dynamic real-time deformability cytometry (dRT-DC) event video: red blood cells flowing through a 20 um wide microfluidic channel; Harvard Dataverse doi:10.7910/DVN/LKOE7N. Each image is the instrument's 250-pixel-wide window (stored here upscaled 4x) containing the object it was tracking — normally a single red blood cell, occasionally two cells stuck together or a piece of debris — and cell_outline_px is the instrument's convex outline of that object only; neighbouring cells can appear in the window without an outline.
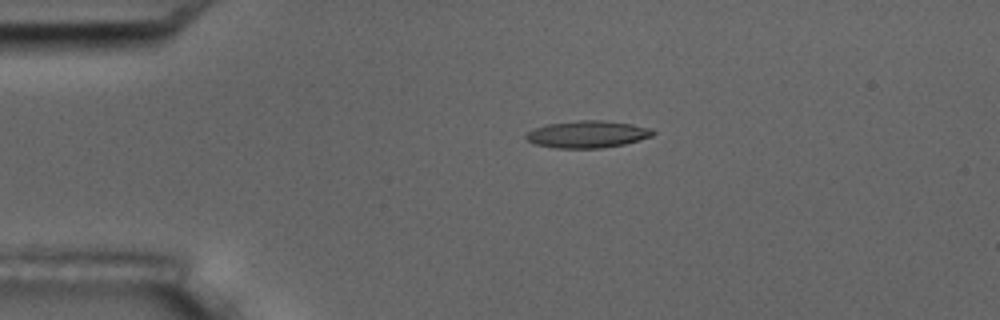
{"species": "common noctule bat (a hibernating species)", "species_latin": "Nyctalus noctula", "temperature_condition": "room temperature", "stored_images_in_passage": 5, "camera_frame_rate_fps": 3000, "um_per_image_px": 0.085, "animal": {"sex": "male", "body_mass_g": 17.5, "forearm_length_mm": 52.3}, "frame": {"image": 1, "passage_image": 4, "time_ms": 3.667, "image_size_px": [1000, 320], "cell_outline_px": [[656, 132], [652, 136], [640, 140], [624, 144], [600, 148], [556, 148], [536, 144], [528, 140], [524, 136], [528, 132], [536, 128], [548, 124], [580, 120], [604, 120], [632, 124], [652, 128]], "centroid_in_image_um": [49.98, 11.41], "position_along_channel_um": 35.0, "area_um2": 19.94}}